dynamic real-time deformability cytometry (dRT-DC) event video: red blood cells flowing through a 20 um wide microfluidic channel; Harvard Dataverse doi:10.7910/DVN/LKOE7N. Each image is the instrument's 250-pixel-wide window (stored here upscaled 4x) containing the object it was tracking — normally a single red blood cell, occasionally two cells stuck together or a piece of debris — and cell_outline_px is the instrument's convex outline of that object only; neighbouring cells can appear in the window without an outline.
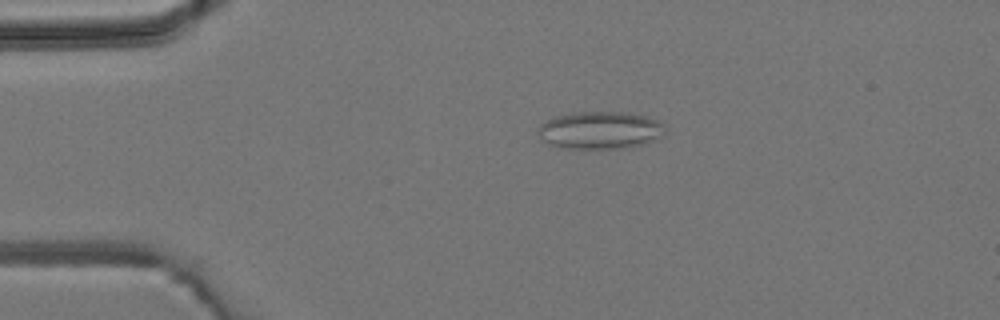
{"species": "common noctule bat (a hibernating species)", "species_latin": "Nyctalus noctula", "temperature_condition": "room temperature", "stored_images_in_passage": 3, "camera_frame_rate_fps": 3000, "um_per_image_px": 0.085, "animal": {"sex": "male", "body_mass_g": 19.2, "forearm_length_mm": 51.8}, "frame": {"image": 1, "passage_image": 2, "time_ms": 1.0, "image_size_px": [1000, 320], "cell_outline_px": [[668, 132], [664, 136], [644, 144], [628, 148], [560, 148], [548, 144], [536, 132], [536, 128], [540, 124], [556, 116], [576, 112], [624, 112], [648, 116], [664, 124], [668, 128]], "centroid_in_image_um": [51.06, 11.07], "position_along_channel_um": 33.9, "area_um2": 28.21}}